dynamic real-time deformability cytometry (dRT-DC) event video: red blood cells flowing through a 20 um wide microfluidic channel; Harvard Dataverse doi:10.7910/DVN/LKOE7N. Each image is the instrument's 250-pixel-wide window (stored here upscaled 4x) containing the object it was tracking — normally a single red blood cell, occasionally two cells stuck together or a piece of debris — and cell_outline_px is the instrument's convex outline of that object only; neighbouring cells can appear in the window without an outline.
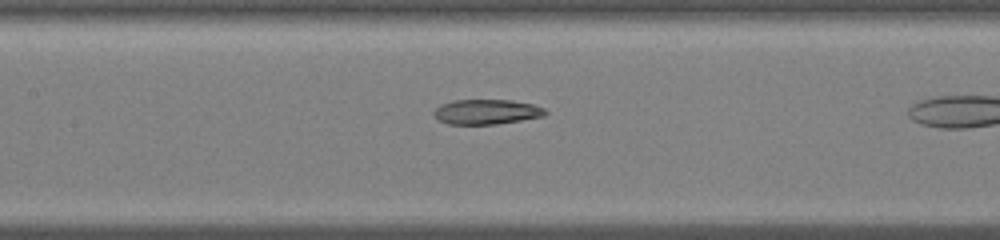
{"species": "common noctule bat (a hibernating species)", "species_latin": "Nyctalus noctula", "temperature_condition": "warm", "stored_images_in_passage": 29, "camera_frame_rate_fps": 3000, "um_per_image_px": 0.085, "animal": {"sex": "male", "body_mass_g": 19.0, "forearm_length_mm": 50.8}, "frame": {"image": 1, "passage_image": 13, "time_ms": 4.0, "image_size_px": [1000, 240], "cell_outline_px": [[548, 112], [544, 116], [496, 124], [448, 124], [440, 120], [432, 112], [440, 104], [456, 100], [512, 100], [532, 104], [544, 108]], "centroid_in_image_um": [41.36, 9.5], "position_along_channel_um": 166.0, "area_um2": 16.07}}
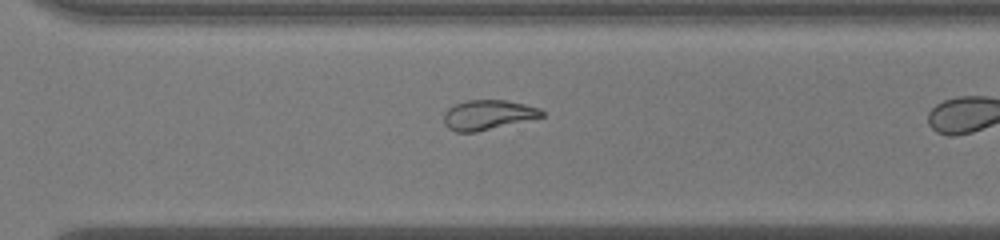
{"frame": {"image": 2, "passage_image": 25, "time_ms": 8.0, "image_size_px": [1000, 240], "cell_outline_px": [[544, 116], [476, 132], [456, 132], [448, 128], [444, 124], [444, 112], [448, 108], [456, 104], [468, 100], [504, 100], [524, 104], [540, 108], [544, 112]], "centroid_in_image_um": [41.45, 9.76], "position_along_channel_um": 329.2, "area_um2": 16.82}}